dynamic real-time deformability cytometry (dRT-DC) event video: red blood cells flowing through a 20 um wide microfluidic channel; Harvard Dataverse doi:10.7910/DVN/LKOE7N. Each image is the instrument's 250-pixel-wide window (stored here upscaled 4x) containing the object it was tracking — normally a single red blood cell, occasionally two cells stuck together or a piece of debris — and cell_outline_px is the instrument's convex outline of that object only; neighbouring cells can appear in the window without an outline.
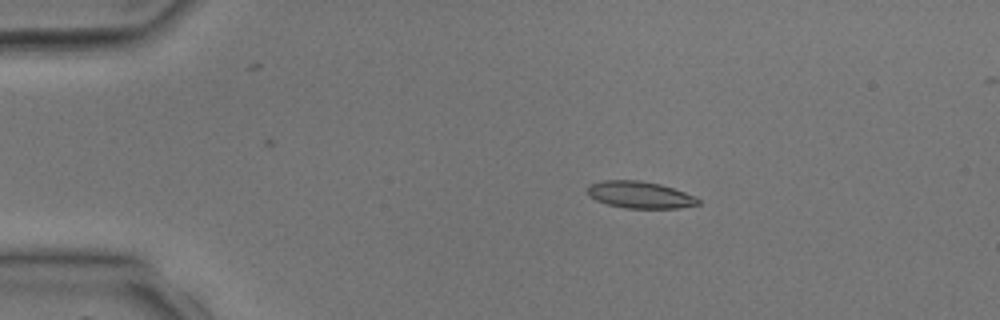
{"species": "common noctule bat (a hibernating species)", "species_latin": "Nyctalus noctula", "temperature_condition": "room temperature", "stored_images_in_passage": 4, "camera_frame_rate_fps": 3000, "um_per_image_px": 0.085, "animal": {"sex": "male", "body_mass_g": 17.9, "forearm_length_mm": 54.2}, "frame": {"image": 1, "passage_image": 3, "time_ms": 2.333, "image_size_px": [1000, 320], "cell_outline_px": [[700, 204], [680, 208], [624, 208], [608, 204], [596, 200], [588, 196], [588, 184], [604, 180], [640, 180], [660, 184], [696, 196], [700, 200]], "centroid_in_image_um": [54.39, 16.56], "position_along_channel_um": 30.6, "area_um2": 17.4}}